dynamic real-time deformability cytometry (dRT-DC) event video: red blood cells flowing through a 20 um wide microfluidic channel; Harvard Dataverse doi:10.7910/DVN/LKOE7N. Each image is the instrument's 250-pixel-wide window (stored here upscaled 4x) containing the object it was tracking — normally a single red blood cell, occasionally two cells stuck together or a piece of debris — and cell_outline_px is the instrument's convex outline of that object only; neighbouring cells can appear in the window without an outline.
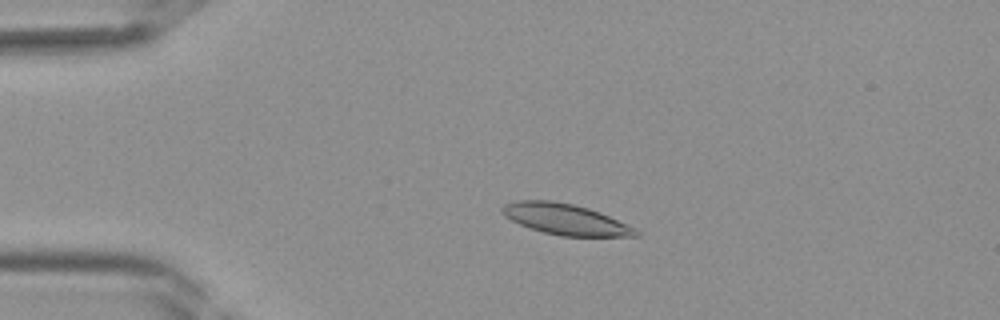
{"species": "Egyptian fruit bat (a non-hibernating species)", "species_latin": "Rousettus aegyptiacus", "temperature_condition": "room temperature", "stored_images_in_passage": 41, "camera_frame_rate_fps": 3000, "um_per_image_px": 0.085, "frame": {"image": 1, "passage_image": 9, "time_ms": 2.667, "image_size_px": [1000, 320], "cell_outline_px": [[640, 236], [560, 236], [544, 232], [520, 224], [504, 216], [500, 212], [500, 208], [504, 204], [516, 200], [552, 200], [572, 204], [588, 208], [600, 212], [636, 228], [640, 232]], "centroid_in_image_um": [48.05, 18.63], "position_along_channel_um": 37.0, "area_um2": 24.04}}
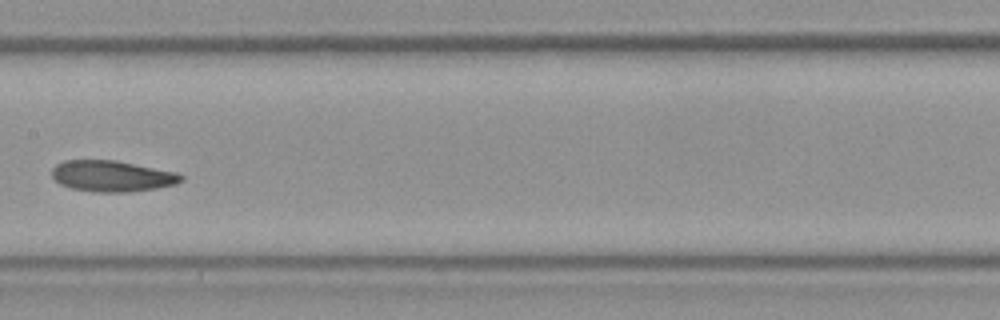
{"frame": {"image": 2, "passage_image": 21, "time_ms": 6.667, "image_size_px": [1000, 320], "cell_outline_px": [[184, 180], [176, 184], [156, 188], [128, 192], [100, 192], [72, 188], [60, 184], [52, 176], [52, 168], [56, 164], [64, 160], [116, 160], [176, 172], [184, 176]], "centroid_in_image_um": [9.54, 14.96], "position_along_channel_um": 197.9, "area_um2": 23.35}}
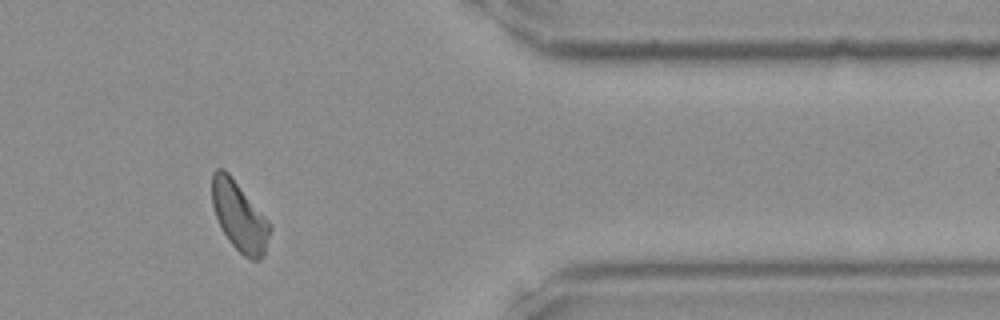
{"frame": {"image": 3, "passage_image": 34, "time_ms": 11.0, "image_size_px": [1000, 320], "cell_outline_px": [[272, 224], [264, 252], [260, 260], [252, 260], [244, 256], [228, 240], [216, 216], [212, 204], [212, 172], [216, 168], [224, 168], [232, 176]], "centroid_in_image_um": [20.34, 18.35], "position_along_channel_um": 391.1, "area_um2": 23.24}}